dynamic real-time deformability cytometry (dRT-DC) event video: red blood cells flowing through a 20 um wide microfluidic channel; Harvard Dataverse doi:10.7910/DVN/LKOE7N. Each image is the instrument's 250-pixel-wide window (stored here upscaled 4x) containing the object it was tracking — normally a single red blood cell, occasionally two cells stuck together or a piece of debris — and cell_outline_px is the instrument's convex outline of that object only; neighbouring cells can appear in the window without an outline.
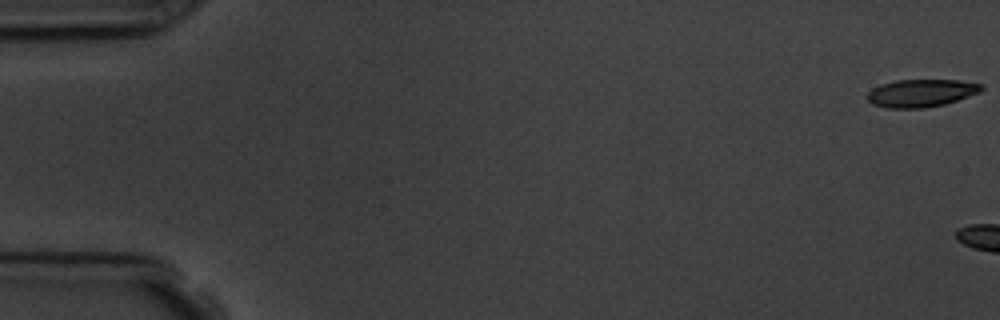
{"species": "common noctule bat (a hibernating species)", "species_latin": "Nyctalus noctula", "temperature_condition": "room temperature", "stored_images_in_passage": 7, "segment_of_instrument_passage": [1, 2], "camera_frame_rate_fps": 3000, "um_per_image_px": 0.085, "animal": {"sex": "male", "body_mass_g": 19.5, "forearm_length_mm": 54.6}, "frame": {"image": 1, "passage_image": 1, "time_ms": 0.0, "image_size_px": [1000, 320], "cell_outline_px": [[984, 88], [980, 92], [944, 104], [924, 108], [884, 108], [872, 104], [864, 96], [872, 88], [880, 84], [896, 80], [960, 80], [984, 84]], "centroid_in_image_um": [78.26, 7.91], "position_along_channel_um": 6.7, "area_um2": 18.61}}
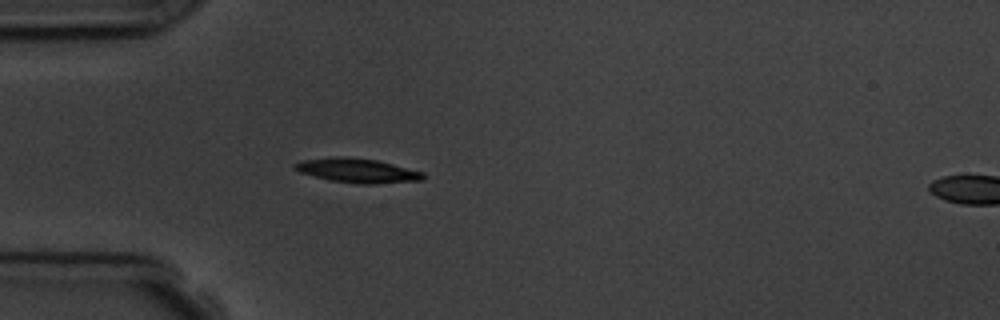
{"frame": {"image": 2, "passage_image": 6, "time_ms": 6.667, "image_size_px": [1000, 320], "cell_outline_px": [[424, 180], [372, 184], [356, 184], [328, 180], [300, 172], [292, 168], [292, 164], [304, 160], [336, 156], [348, 156], [376, 160], [424, 172]], "centroid_in_image_um": [30.35, 14.5], "position_along_channel_um": 54.6, "area_um2": 18.26}}